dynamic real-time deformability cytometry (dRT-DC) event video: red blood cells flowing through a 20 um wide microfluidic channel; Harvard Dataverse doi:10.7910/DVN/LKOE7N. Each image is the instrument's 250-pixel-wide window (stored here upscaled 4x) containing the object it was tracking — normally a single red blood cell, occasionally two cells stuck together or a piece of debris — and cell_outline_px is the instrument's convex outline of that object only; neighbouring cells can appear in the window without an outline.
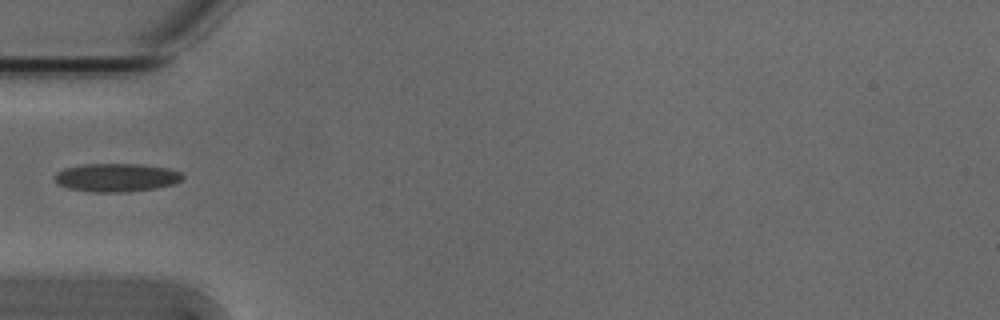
{"species": "Egyptian fruit bat (a non-hibernating species)", "species_latin": "Rousettus aegyptiacus", "temperature_condition": "cold", "stored_images_in_passage": 8, "camera_frame_rate_fps": 3000, "um_per_image_px": 0.085, "animal": {"sex": "male"}, "frame": {"image": 1, "passage_image": 1, "time_ms": 0.0, "image_size_px": [1000, 320], "cell_outline_px": [[184, 176], [176, 184], [156, 188], [128, 192], [92, 192], [68, 188], [60, 184], [56, 180], [56, 172], [64, 168], [84, 164], [140, 164], [168, 168], [180, 172]], "centroid_in_image_um": [9.93, 15.09], "position_along_channel_um": 75.1, "area_um2": 21.1}}